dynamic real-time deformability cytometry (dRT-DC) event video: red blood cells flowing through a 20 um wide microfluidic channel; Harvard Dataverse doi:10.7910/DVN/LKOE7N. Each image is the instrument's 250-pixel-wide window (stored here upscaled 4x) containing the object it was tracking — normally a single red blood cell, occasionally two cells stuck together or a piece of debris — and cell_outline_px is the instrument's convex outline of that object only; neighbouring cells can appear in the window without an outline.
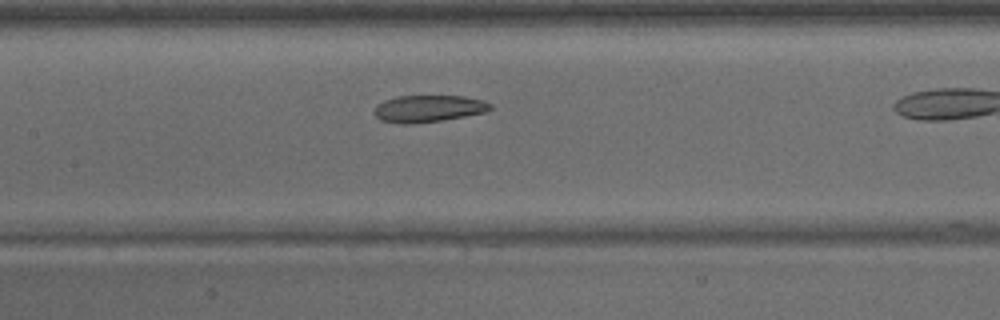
{"species": "common noctule bat (a hibernating species)", "species_latin": "Nyctalus noctula", "temperature_condition": "warm", "stored_images_in_passage": 25, "camera_frame_rate_fps": 3000, "um_per_image_px": 0.085, "animal": {"sex": "male", "body_mass_g": 15.6}, "frame": {"image": 1, "passage_image": 11, "time_ms": 3.333, "image_size_px": [1000, 320], "cell_outline_px": [[492, 108], [488, 112], [440, 120], [412, 124], [400, 124], [380, 120], [372, 112], [376, 104], [384, 100], [396, 96], [464, 96], [480, 100], [492, 104]], "centroid_in_image_um": [36.37, 9.23], "position_along_channel_um": 171.0, "area_um2": 18.32}}
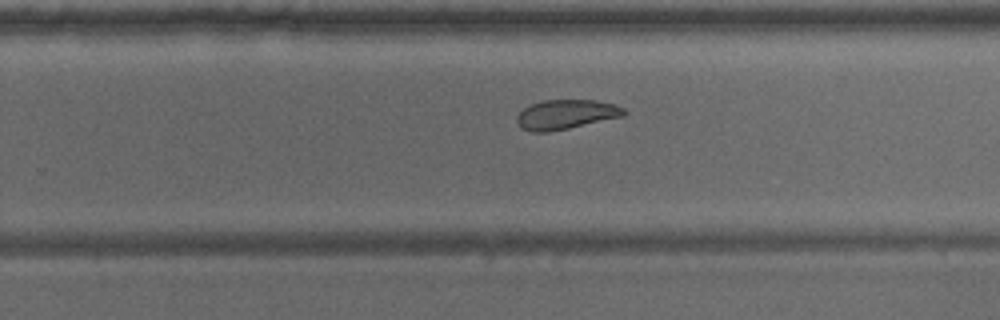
{"frame": {"image": 2, "passage_image": 18, "time_ms": 5.667, "image_size_px": [1000, 320], "cell_outline_px": [[628, 112], [624, 116], [568, 128], [548, 132], [532, 132], [520, 128], [516, 120], [516, 116], [524, 108], [532, 104], [544, 100], [596, 100], [616, 104], [624, 108]], "centroid_in_image_um": [48.12, 9.72], "position_along_channel_um": 281.7, "area_um2": 18.5}}